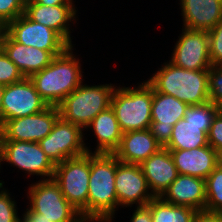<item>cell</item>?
I'll use <instances>...</instances> for the list:
<instances>
[{"label":"cell","instance_id":"obj_1","mask_svg":"<svg viewBox=\"0 0 222 222\" xmlns=\"http://www.w3.org/2000/svg\"><path fill=\"white\" fill-rule=\"evenodd\" d=\"M119 160L114 153H90L87 222H111L118 199L115 175Z\"/></svg>","mask_w":222,"mask_h":222},{"label":"cell","instance_id":"obj_2","mask_svg":"<svg viewBox=\"0 0 222 222\" xmlns=\"http://www.w3.org/2000/svg\"><path fill=\"white\" fill-rule=\"evenodd\" d=\"M72 47L69 46L47 67L29 77L48 106H58L83 83L80 61L75 58Z\"/></svg>","mask_w":222,"mask_h":222},{"label":"cell","instance_id":"obj_3","mask_svg":"<svg viewBox=\"0 0 222 222\" xmlns=\"http://www.w3.org/2000/svg\"><path fill=\"white\" fill-rule=\"evenodd\" d=\"M166 63L147 80L157 92L174 96L189 106L209 101L208 70H186Z\"/></svg>","mask_w":222,"mask_h":222},{"label":"cell","instance_id":"obj_4","mask_svg":"<svg viewBox=\"0 0 222 222\" xmlns=\"http://www.w3.org/2000/svg\"><path fill=\"white\" fill-rule=\"evenodd\" d=\"M152 100L153 87L147 81L137 88L114 89L110 106L123 133L150 128Z\"/></svg>","mask_w":222,"mask_h":222},{"label":"cell","instance_id":"obj_5","mask_svg":"<svg viewBox=\"0 0 222 222\" xmlns=\"http://www.w3.org/2000/svg\"><path fill=\"white\" fill-rule=\"evenodd\" d=\"M83 85L69 94L59 105L60 117L81 127L83 130L90 122L111 104L115 85Z\"/></svg>","mask_w":222,"mask_h":222},{"label":"cell","instance_id":"obj_6","mask_svg":"<svg viewBox=\"0 0 222 222\" xmlns=\"http://www.w3.org/2000/svg\"><path fill=\"white\" fill-rule=\"evenodd\" d=\"M216 114V106L210 101L188 106L184 118L173 126L169 143L164 148L190 150L209 145L208 132Z\"/></svg>","mask_w":222,"mask_h":222},{"label":"cell","instance_id":"obj_7","mask_svg":"<svg viewBox=\"0 0 222 222\" xmlns=\"http://www.w3.org/2000/svg\"><path fill=\"white\" fill-rule=\"evenodd\" d=\"M89 177L90 153L88 152L56 164L53 176L65 199L80 212L86 222Z\"/></svg>","mask_w":222,"mask_h":222},{"label":"cell","instance_id":"obj_8","mask_svg":"<svg viewBox=\"0 0 222 222\" xmlns=\"http://www.w3.org/2000/svg\"><path fill=\"white\" fill-rule=\"evenodd\" d=\"M28 194V209L35 214H41V218L50 222H86L80 212L65 199L53 178L31 184Z\"/></svg>","mask_w":222,"mask_h":222},{"label":"cell","instance_id":"obj_9","mask_svg":"<svg viewBox=\"0 0 222 222\" xmlns=\"http://www.w3.org/2000/svg\"><path fill=\"white\" fill-rule=\"evenodd\" d=\"M3 161L43 179L53 178L56 166L38 142L0 140V165Z\"/></svg>","mask_w":222,"mask_h":222},{"label":"cell","instance_id":"obj_10","mask_svg":"<svg viewBox=\"0 0 222 222\" xmlns=\"http://www.w3.org/2000/svg\"><path fill=\"white\" fill-rule=\"evenodd\" d=\"M82 131L84 130L81 127L59 117L53 125L52 131L38 143L56 165L68 158L81 156L87 152L91 153L84 143Z\"/></svg>","mask_w":222,"mask_h":222},{"label":"cell","instance_id":"obj_11","mask_svg":"<svg viewBox=\"0 0 222 222\" xmlns=\"http://www.w3.org/2000/svg\"><path fill=\"white\" fill-rule=\"evenodd\" d=\"M5 31L16 42L50 51L54 56L62 54L70 46L56 31L30 20L25 14L9 22Z\"/></svg>","mask_w":222,"mask_h":222},{"label":"cell","instance_id":"obj_12","mask_svg":"<svg viewBox=\"0 0 222 222\" xmlns=\"http://www.w3.org/2000/svg\"><path fill=\"white\" fill-rule=\"evenodd\" d=\"M60 117L58 106L42 112L5 121L0 126V140L39 142L45 138Z\"/></svg>","mask_w":222,"mask_h":222},{"label":"cell","instance_id":"obj_13","mask_svg":"<svg viewBox=\"0 0 222 222\" xmlns=\"http://www.w3.org/2000/svg\"><path fill=\"white\" fill-rule=\"evenodd\" d=\"M48 104L36 91L32 81L23 80L4 86L2 95V124L11 119L30 116L42 112Z\"/></svg>","mask_w":222,"mask_h":222},{"label":"cell","instance_id":"obj_14","mask_svg":"<svg viewBox=\"0 0 222 222\" xmlns=\"http://www.w3.org/2000/svg\"><path fill=\"white\" fill-rule=\"evenodd\" d=\"M182 29L169 62L186 70H209L211 62L208 31Z\"/></svg>","mask_w":222,"mask_h":222},{"label":"cell","instance_id":"obj_15","mask_svg":"<svg viewBox=\"0 0 222 222\" xmlns=\"http://www.w3.org/2000/svg\"><path fill=\"white\" fill-rule=\"evenodd\" d=\"M188 106L174 96L157 92L153 88L152 122L149 129L162 148L169 143L173 126L184 118Z\"/></svg>","mask_w":222,"mask_h":222},{"label":"cell","instance_id":"obj_16","mask_svg":"<svg viewBox=\"0 0 222 222\" xmlns=\"http://www.w3.org/2000/svg\"><path fill=\"white\" fill-rule=\"evenodd\" d=\"M118 206H146L153 198L140 164L119 161L115 175Z\"/></svg>","mask_w":222,"mask_h":222},{"label":"cell","instance_id":"obj_17","mask_svg":"<svg viewBox=\"0 0 222 222\" xmlns=\"http://www.w3.org/2000/svg\"><path fill=\"white\" fill-rule=\"evenodd\" d=\"M140 167L154 197H161L178 176L173 158L166 148L152 154Z\"/></svg>","mask_w":222,"mask_h":222},{"label":"cell","instance_id":"obj_18","mask_svg":"<svg viewBox=\"0 0 222 222\" xmlns=\"http://www.w3.org/2000/svg\"><path fill=\"white\" fill-rule=\"evenodd\" d=\"M74 5L46 6L37 3H25L24 14L32 21L56 31L70 46L72 45L69 22L76 17Z\"/></svg>","mask_w":222,"mask_h":222},{"label":"cell","instance_id":"obj_19","mask_svg":"<svg viewBox=\"0 0 222 222\" xmlns=\"http://www.w3.org/2000/svg\"><path fill=\"white\" fill-rule=\"evenodd\" d=\"M1 48L27 78L47 67L55 57L50 51L16 42L6 31Z\"/></svg>","mask_w":222,"mask_h":222},{"label":"cell","instance_id":"obj_20","mask_svg":"<svg viewBox=\"0 0 222 222\" xmlns=\"http://www.w3.org/2000/svg\"><path fill=\"white\" fill-rule=\"evenodd\" d=\"M161 198L170 204L187 206L196 211L205 210V179L178 174Z\"/></svg>","mask_w":222,"mask_h":222},{"label":"cell","instance_id":"obj_21","mask_svg":"<svg viewBox=\"0 0 222 222\" xmlns=\"http://www.w3.org/2000/svg\"><path fill=\"white\" fill-rule=\"evenodd\" d=\"M178 174L206 179L217 167V151L210 145L188 150H169Z\"/></svg>","mask_w":222,"mask_h":222},{"label":"cell","instance_id":"obj_22","mask_svg":"<svg viewBox=\"0 0 222 222\" xmlns=\"http://www.w3.org/2000/svg\"><path fill=\"white\" fill-rule=\"evenodd\" d=\"M161 148L150 129L137 130L123 133L121 143L114 154L121 162L141 164Z\"/></svg>","mask_w":222,"mask_h":222},{"label":"cell","instance_id":"obj_23","mask_svg":"<svg viewBox=\"0 0 222 222\" xmlns=\"http://www.w3.org/2000/svg\"><path fill=\"white\" fill-rule=\"evenodd\" d=\"M184 28L212 29L222 19V0H180Z\"/></svg>","mask_w":222,"mask_h":222},{"label":"cell","instance_id":"obj_24","mask_svg":"<svg viewBox=\"0 0 222 222\" xmlns=\"http://www.w3.org/2000/svg\"><path fill=\"white\" fill-rule=\"evenodd\" d=\"M88 128L94 130L98 141L94 153H114L118 149L123 132L111 106L101 111L86 127Z\"/></svg>","mask_w":222,"mask_h":222},{"label":"cell","instance_id":"obj_25","mask_svg":"<svg viewBox=\"0 0 222 222\" xmlns=\"http://www.w3.org/2000/svg\"><path fill=\"white\" fill-rule=\"evenodd\" d=\"M146 206L151 210L153 222H193L197 213L193 208L170 204L161 197H154Z\"/></svg>","mask_w":222,"mask_h":222},{"label":"cell","instance_id":"obj_26","mask_svg":"<svg viewBox=\"0 0 222 222\" xmlns=\"http://www.w3.org/2000/svg\"><path fill=\"white\" fill-rule=\"evenodd\" d=\"M205 210L222 213V168L217 166L205 179Z\"/></svg>","mask_w":222,"mask_h":222},{"label":"cell","instance_id":"obj_27","mask_svg":"<svg viewBox=\"0 0 222 222\" xmlns=\"http://www.w3.org/2000/svg\"><path fill=\"white\" fill-rule=\"evenodd\" d=\"M25 77L19 68L9 59L5 52L0 49V84L10 85L23 80Z\"/></svg>","mask_w":222,"mask_h":222},{"label":"cell","instance_id":"obj_28","mask_svg":"<svg viewBox=\"0 0 222 222\" xmlns=\"http://www.w3.org/2000/svg\"><path fill=\"white\" fill-rule=\"evenodd\" d=\"M211 65H222V19L208 31Z\"/></svg>","mask_w":222,"mask_h":222},{"label":"cell","instance_id":"obj_29","mask_svg":"<svg viewBox=\"0 0 222 222\" xmlns=\"http://www.w3.org/2000/svg\"><path fill=\"white\" fill-rule=\"evenodd\" d=\"M26 0H0V22L5 26L24 14Z\"/></svg>","mask_w":222,"mask_h":222},{"label":"cell","instance_id":"obj_30","mask_svg":"<svg viewBox=\"0 0 222 222\" xmlns=\"http://www.w3.org/2000/svg\"><path fill=\"white\" fill-rule=\"evenodd\" d=\"M209 101L215 104L222 98V65H211L208 70Z\"/></svg>","mask_w":222,"mask_h":222},{"label":"cell","instance_id":"obj_31","mask_svg":"<svg viewBox=\"0 0 222 222\" xmlns=\"http://www.w3.org/2000/svg\"><path fill=\"white\" fill-rule=\"evenodd\" d=\"M3 184L0 185V189ZM2 190V191H1ZM0 190V222H17L19 218L16 202L10 198V193L4 188Z\"/></svg>","mask_w":222,"mask_h":222},{"label":"cell","instance_id":"obj_32","mask_svg":"<svg viewBox=\"0 0 222 222\" xmlns=\"http://www.w3.org/2000/svg\"><path fill=\"white\" fill-rule=\"evenodd\" d=\"M208 144L215 150L222 149V116L216 114L208 132Z\"/></svg>","mask_w":222,"mask_h":222},{"label":"cell","instance_id":"obj_33","mask_svg":"<svg viewBox=\"0 0 222 222\" xmlns=\"http://www.w3.org/2000/svg\"><path fill=\"white\" fill-rule=\"evenodd\" d=\"M193 222H222V213L206 210L197 211Z\"/></svg>","mask_w":222,"mask_h":222},{"label":"cell","instance_id":"obj_34","mask_svg":"<svg viewBox=\"0 0 222 222\" xmlns=\"http://www.w3.org/2000/svg\"><path fill=\"white\" fill-rule=\"evenodd\" d=\"M130 222H153L151 210L147 206H137Z\"/></svg>","mask_w":222,"mask_h":222},{"label":"cell","instance_id":"obj_35","mask_svg":"<svg viewBox=\"0 0 222 222\" xmlns=\"http://www.w3.org/2000/svg\"><path fill=\"white\" fill-rule=\"evenodd\" d=\"M17 222H50L46 218H41V214H35L31 212L28 208L26 209V212L23 215V218L17 219Z\"/></svg>","mask_w":222,"mask_h":222},{"label":"cell","instance_id":"obj_36","mask_svg":"<svg viewBox=\"0 0 222 222\" xmlns=\"http://www.w3.org/2000/svg\"><path fill=\"white\" fill-rule=\"evenodd\" d=\"M73 0H26V3H37L46 6L73 5Z\"/></svg>","mask_w":222,"mask_h":222},{"label":"cell","instance_id":"obj_37","mask_svg":"<svg viewBox=\"0 0 222 222\" xmlns=\"http://www.w3.org/2000/svg\"><path fill=\"white\" fill-rule=\"evenodd\" d=\"M4 91V85L0 84V126L2 125V95Z\"/></svg>","mask_w":222,"mask_h":222},{"label":"cell","instance_id":"obj_38","mask_svg":"<svg viewBox=\"0 0 222 222\" xmlns=\"http://www.w3.org/2000/svg\"><path fill=\"white\" fill-rule=\"evenodd\" d=\"M215 106L217 115L222 116V98L215 103Z\"/></svg>","mask_w":222,"mask_h":222},{"label":"cell","instance_id":"obj_39","mask_svg":"<svg viewBox=\"0 0 222 222\" xmlns=\"http://www.w3.org/2000/svg\"><path fill=\"white\" fill-rule=\"evenodd\" d=\"M5 33V25L0 22V49L2 47V38Z\"/></svg>","mask_w":222,"mask_h":222},{"label":"cell","instance_id":"obj_40","mask_svg":"<svg viewBox=\"0 0 222 222\" xmlns=\"http://www.w3.org/2000/svg\"><path fill=\"white\" fill-rule=\"evenodd\" d=\"M217 166L222 168V149L217 151Z\"/></svg>","mask_w":222,"mask_h":222}]
</instances>
